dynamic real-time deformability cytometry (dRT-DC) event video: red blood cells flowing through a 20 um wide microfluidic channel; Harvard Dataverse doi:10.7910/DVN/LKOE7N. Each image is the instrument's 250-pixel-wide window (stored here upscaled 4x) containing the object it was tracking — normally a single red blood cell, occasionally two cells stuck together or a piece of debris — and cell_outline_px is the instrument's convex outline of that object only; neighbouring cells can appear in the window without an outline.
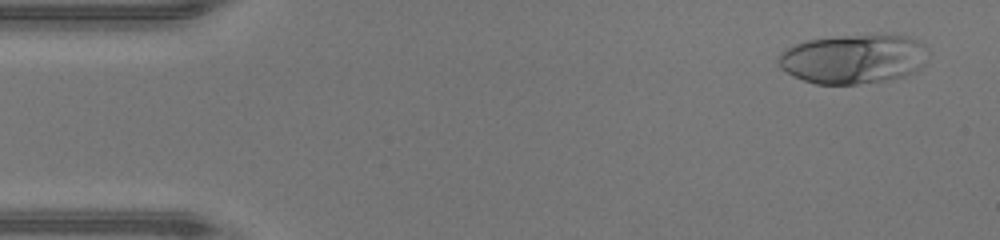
{"species": "human", "species_latin": "Homo sapiens", "temperature_condition": "warm", "stored_images_in_passage": 46, "camera_frame_rate_fps": 3000, "um_per_image_px": 0.085, "donor": {"sex": "male"}, "frame": {"image": 1, "passage_image": 3, "time_ms": 0.667, "image_size_px": [1000, 240], "cell_outline_px": [[928, 52], [924, 64], [916, 72], [904, 76], [884, 80], [856, 84], [816, 84], [804, 80], [780, 68], [776, 60], [780, 52], [784, 48], [808, 40], [844, 36], [908, 36], [916, 40]], "centroid_in_image_um": [72.5, 5.02], "position_along_channel_um": 12.5, "area_um2": 42.54}}
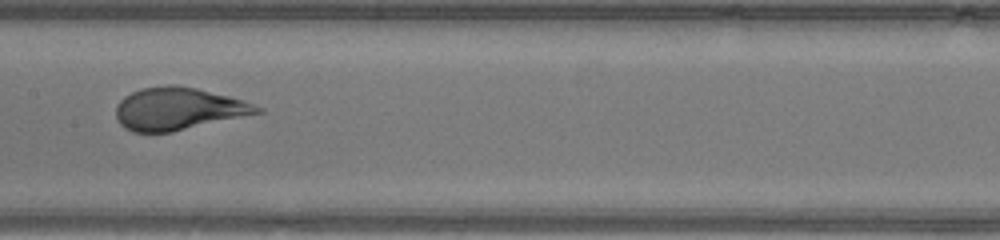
{"frame": {"image": 2, "passage_image": 23, "time_ms": 7.333, "image_size_px": [1000, 240], "cell_outline_px": [[264, 112], [172, 132], [132, 132], [124, 128], [120, 124], [116, 116], [116, 104], [124, 96], [140, 88], [172, 84], [176, 84], [196, 88], [244, 100], [256, 104], [264, 108]], "centroid_in_image_um": [15.16, 9.24], "position_along_channel_um": 192.2, "area_um2": 35.14}}
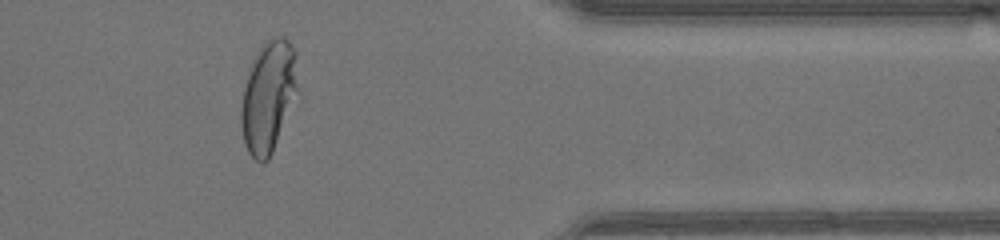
{"frame": {"image": 3, "passage_image": 38, "time_ms": 12.333, "image_size_px": [1000, 240], "cell_outline_px": [[304, 96], [268, 160], [264, 164], [260, 164], [248, 152], [244, 140], [240, 120], [240, 108], [244, 88], [252, 60], [260, 48], [272, 36], [284, 36], [292, 44], [296, 52]], "centroid_in_image_um": [22.96, 8.23], "position_along_channel_um": 388.4, "area_um2": 39.42}, "authors_computed_cell_mechanics": {"area_um2": 37.0209, "velocity_mm_per_s": 4.3961, "shape_relaxation_time_tau1_ms": 4.2497, "shape_relaxation_time_tau2_ms": null, "deformation_change_tau1": 0.2544, "deformation_change_tau2": null}}